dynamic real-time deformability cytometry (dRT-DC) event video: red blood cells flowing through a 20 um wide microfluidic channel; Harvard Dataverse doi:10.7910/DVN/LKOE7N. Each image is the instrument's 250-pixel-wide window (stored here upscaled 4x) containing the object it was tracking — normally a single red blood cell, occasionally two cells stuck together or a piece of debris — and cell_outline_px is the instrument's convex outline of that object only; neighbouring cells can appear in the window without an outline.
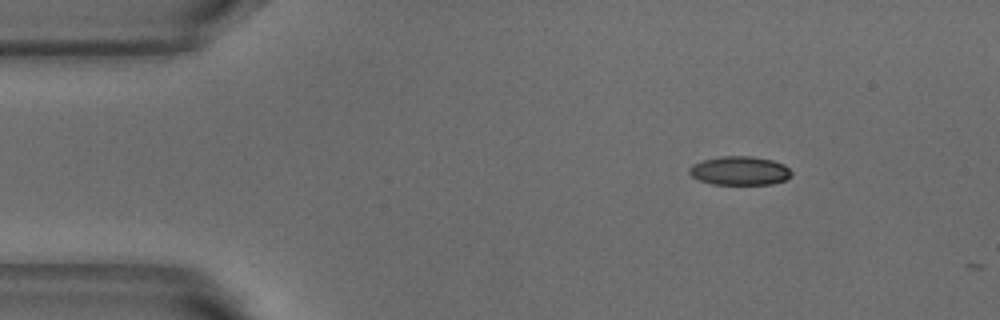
{"species": "common noctule bat (a hibernating species)", "species_latin": "Nyctalus noctula", "temperature_condition": "warm", "stored_images_in_passage": 3, "camera_frame_rate_fps": 3000, "um_per_image_px": 0.085, "animal": {"sex": "male", "body_mass_g": 18.8}, "frame": {"image": 1, "passage_image": 1, "time_ms": 0.0, "image_size_px": [1000, 320], "cell_outline_px": [[792, 176], [784, 180], [772, 184], [712, 184], [700, 180], [692, 176], [688, 172], [688, 168], [692, 164], [704, 160], [724, 156], [752, 156], [772, 160], [784, 164], [792, 172]], "centroid_in_image_um": [62.88, 14.51], "position_along_channel_um": 22.1, "area_um2": 17.11}}